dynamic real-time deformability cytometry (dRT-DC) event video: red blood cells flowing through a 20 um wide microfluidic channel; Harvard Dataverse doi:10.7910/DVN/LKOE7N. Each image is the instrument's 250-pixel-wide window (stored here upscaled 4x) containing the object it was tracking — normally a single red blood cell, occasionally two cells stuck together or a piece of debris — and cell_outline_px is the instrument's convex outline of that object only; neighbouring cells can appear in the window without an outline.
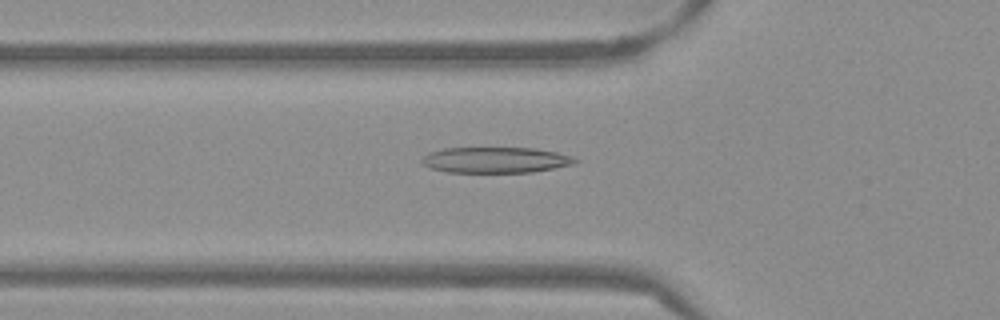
{"species": "Egyptian fruit bat (a non-hibernating species)", "species_latin": "Rousettus aegyptiacus", "temperature_condition": "warm", "stored_images_in_passage": 52, "camera_frame_rate_fps": 3000, "um_per_image_px": 0.085, "frame": {"image": 1, "passage_image": 18, "time_ms": 5.667, "image_size_px": [1000, 320], "cell_outline_px": [[580, 160], [572, 164], [532, 172], [444, 172], [428, 168], [420, 160], [428, 152], [444, 148], [536, 148], [556, 152], [572, 156]], "centroid_in_image_um": [42.08, 13.59], "position_along_channel_um": 83.7, "area_um2": 23.06}}
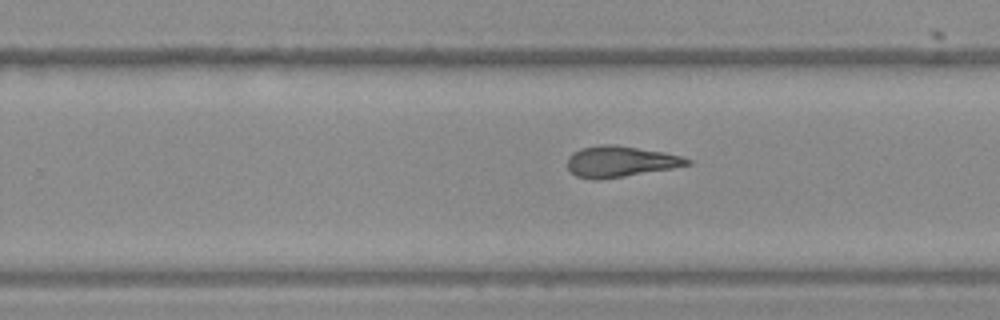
{"frame": {"image": 2, "passage_image": 33, "time_ms": 10.667, "image_size_px": [1000, 320], "cell_outline_px": [[692, 164], [672, 168], [600, 180], [592, 180], [576, 176], [568, 168], [568, 156], [572, 152], [580, 148], [600, 144], [616, 144], [664, 152], [680, 156], [692, 160]], "centroid_in_image_um": [52.7, 13.72], "position_along_channel_um": 277.1, "area_um2": 21.73}}
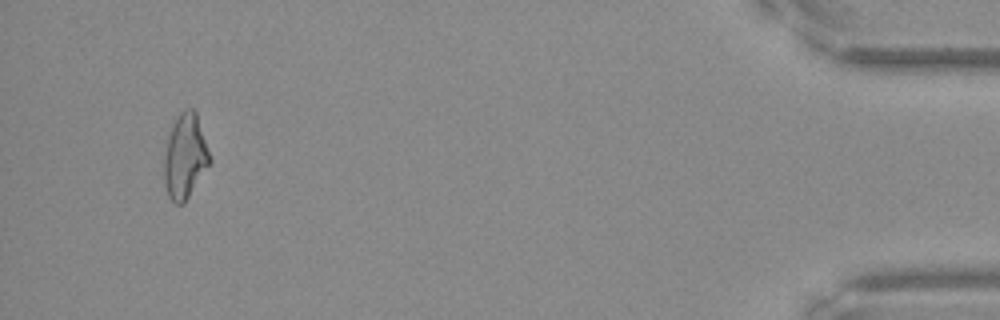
{"frame": {"image": 3, "passage_image": 50, "time_ms": 16.333, "image_size_px": [1000, 320], "cell_outline_px": [[212, 160], [184, 204], [176, 204], [168, 196], [164, 184], [164, 156], [168, 136], [172, 124], [180, 112], [184, 108], [192, 108], [196, 112]], "centroid_in_image_um": [15.72, 13.29], "position_along_channel_um": 419.5, "area_um2": 22.54}, "authors_computed_cell_mechanics": {"area_um2": 22.2819, "velocity_mm_per_s": 3.8467, "shape_relaxation_time_tau1_ms": 5.6864, "shape_relaxation_time_tau2_ms": 3.5148, "deformation_change_tau1": 0.2095, "deformation_change_tau2": 0.1508}}